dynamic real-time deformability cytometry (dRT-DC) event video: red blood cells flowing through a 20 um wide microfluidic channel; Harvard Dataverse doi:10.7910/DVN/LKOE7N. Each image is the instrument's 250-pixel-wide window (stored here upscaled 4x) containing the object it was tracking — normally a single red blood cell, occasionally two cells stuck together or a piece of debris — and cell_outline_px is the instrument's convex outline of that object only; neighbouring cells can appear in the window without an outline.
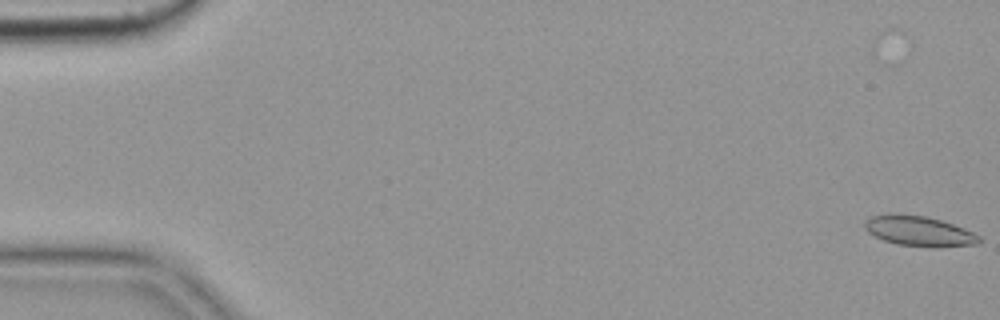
{"species": "common noctule bat (a hibernating species)", "species_latin": "Nyctalus noctula", "temperature_condition": "cold", "stored_images_in_passage": 56, "camera_frame_rate_fps": 3000, "um_per_image_px": 0.085, "animal": {"sex": "female", "body_mass_g": 19.9}, "frame": {"image": 1, "passage_image": 1, "time_ms": 0.0, "image_size_px": [1000, 320], "cell_outline_px": [[980, 240], [976, 244], [896, 244], [884, 240], [868, 232], [864, 228], [864, 220], [868, 216], [900, 212], [924, 216], [940, 220], [964, 228], [980, 236]], "centroid_in_image_um": [77.98, 19.55], "position_along_channel_um": 7.0, "area_um2": 19.19}}
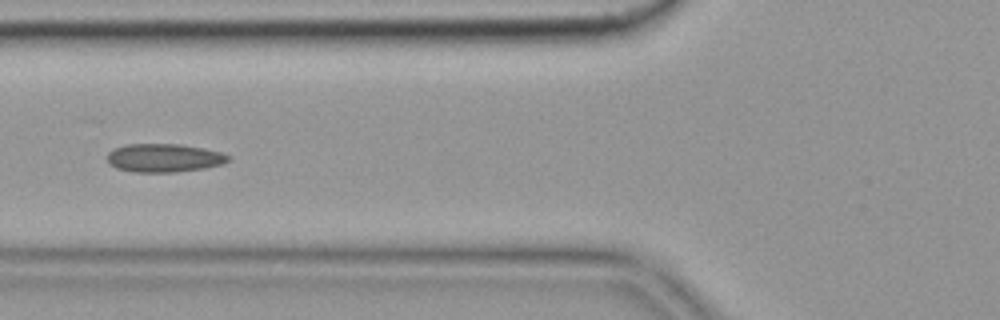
{"frame": {"image": 2, "passage_image": 22, "time_ms": 7.0, "image_size_px": [1000, 320], "cell_outline_px": [[228, 160], [224, 164], [204, 168], [176, 172], [132, 172], [116, 168], [108, 164], [108, 152], [112, 148], [124, 144], [180, 144], [204, 148], [220, 152], [228, 156]], "centroid_in_image_um": [13.89, 13.42], "position_along_channel_um": 111.9, "area_um2": 20.17}}
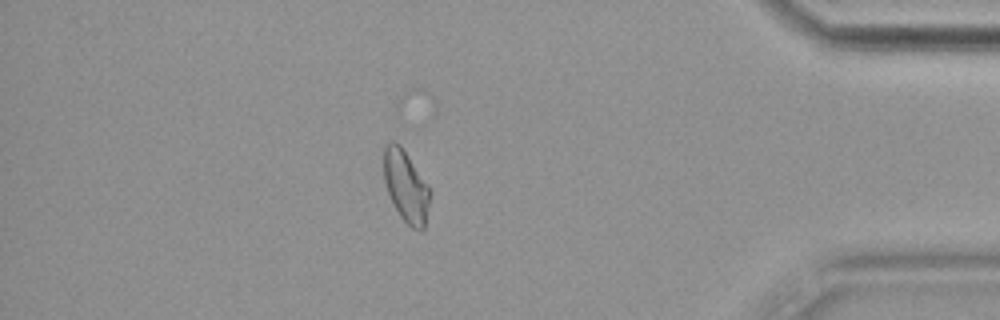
{"frame": {"image": 3, "passage_image": 49, "time_ms": 16.0, "image_size_px": [1000, 320], "cell_outline_px": [[432, 192], [424, 228], [420, 232], [412, 228], [400, 216], [392, 204], [384, 180], [384, 144], [388, 140], [396, 140], [400, 144], [428, 184]], "centroid_in_image_um": [34.51, 15.81], "position_along_channel_um": 400.7, "area_um2": 19.65}, "authors_computed_cell_mechanics": {"area_um2": 19.8543, "velocity_mm_per_s": 3.6232, "shape_relaxation_time_tau1_ms": null, "shape_relaxation_time_tau2_ms": 3.7333, "deformation_change_tau1": null, "deformation_change_tau2": 0.0994}}